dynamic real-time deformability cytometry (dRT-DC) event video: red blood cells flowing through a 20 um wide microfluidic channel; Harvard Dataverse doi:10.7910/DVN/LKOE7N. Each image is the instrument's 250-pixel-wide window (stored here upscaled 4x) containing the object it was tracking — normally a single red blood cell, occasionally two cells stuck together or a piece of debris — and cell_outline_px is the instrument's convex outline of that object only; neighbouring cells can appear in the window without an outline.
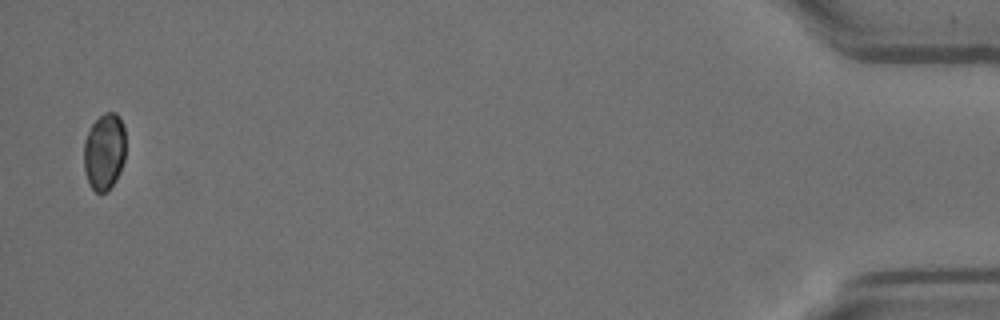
{"species": "Egyptian fruit bat (a non-hibernating species)", "species_latin": "Rousettus aegyptiacus", "temperature_condition": "room temperature", "stored_images_in_passage": 16, "camera_frame_rate_fps": 3000, "um_per_image_px": 0.085, "animal": {"sex": "female"}, "frame": {"image": 1, "passage_image": 16, "time_ms": 5.0, "image_size_px": [1000, 320], "cell_outline_px": [[124, 160], [120, 172], [116, 180], [108, 192], [96, 192], [88, 184], [84, 172], [84, 140], [92, 124], [104, 112], [116, 112], [120, 116], [124, 124]], "centroid_in_image_um": [8.86, 12.89], "position_along_channel_um": 426.3, "area_um2": 18.96}}